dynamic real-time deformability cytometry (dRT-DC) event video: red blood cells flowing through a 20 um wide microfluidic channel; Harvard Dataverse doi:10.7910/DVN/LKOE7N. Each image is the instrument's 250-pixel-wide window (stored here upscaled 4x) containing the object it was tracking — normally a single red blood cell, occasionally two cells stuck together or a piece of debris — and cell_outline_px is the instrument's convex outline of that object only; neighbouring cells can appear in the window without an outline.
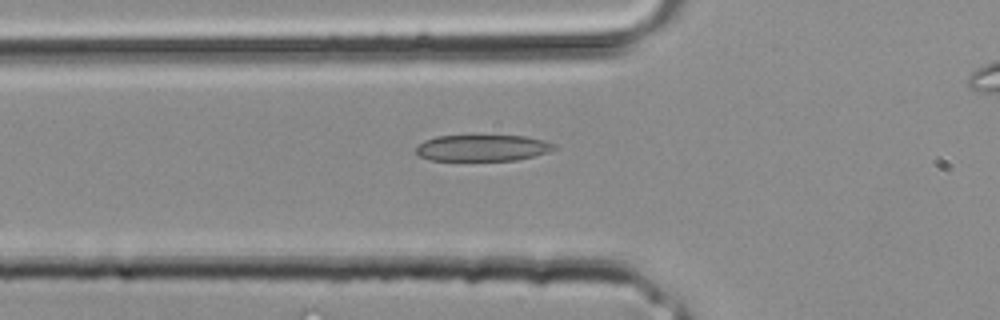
{"species": "common noctule bat (a hibernating species)", "species_latin": "Nyctalus noctula", "temperature_condition": "room temperature", "stored_images_in_passage": 21, "camera_frame_rate_fps": 3000, "um_per_image_px": 0.085, "animal": {"sex": "male", "body_mass_g": 20.4}, "frame": {"image": 1, "passage_image": 3, "time_ms": 0.667, "image_size_px": [1000, 320], "cell_outline_px": [[556, 148], [548, 152], [516, 160], [428, 160], [420, 156], [416, 152], [416, 148], [424, 140], [436, 136], [524, 136], [544, 140], [556, 144]], "centroid_in_image_um": [41.01, 12.57], "position_along_channel_um": 84.8, "area_um2": 21.04}}
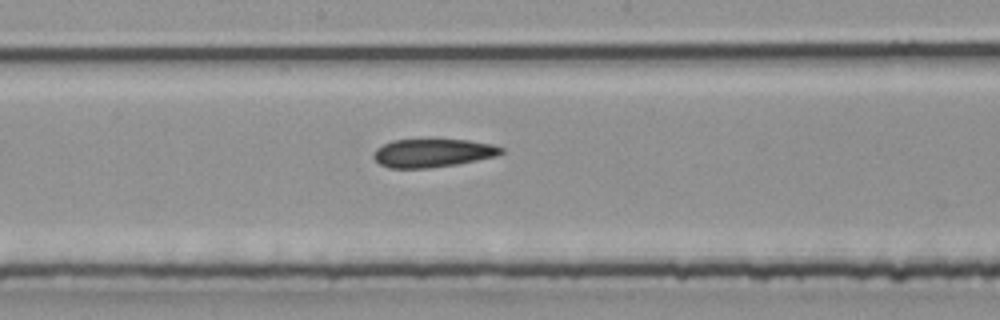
{"frame": {"image": 2, "passage_image": 9, "time_ms": 2.667, "image_size_px": [1000, 320], "cell_outline_px": [[504, 152], [496, 156], [456, 164], [428, 168], [388, 168], [380, 164], [372, 156], [372, 152], [376, 148], [392, 140], [468, 140], [492, 144], [504, 148]], "centroid_in_image_um": [36.76, 13.0], "position_along_channel_um": 211.4, "area_um2": 20.98}}
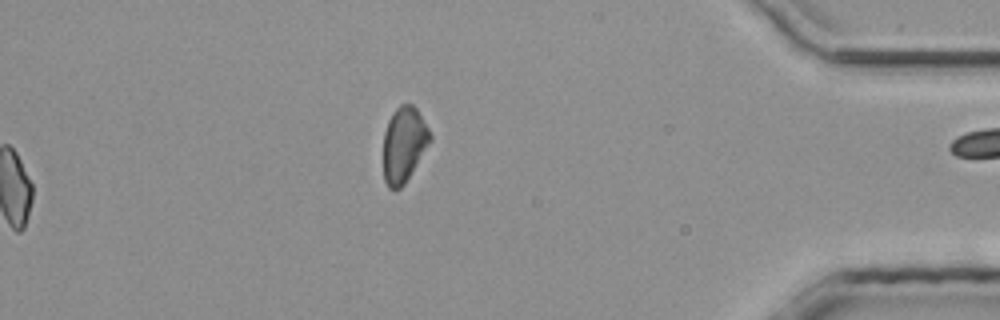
{"frame": {"image": 3, "passage_image": 20, "time_ms": 6.333, "image_size_px": [1000, 320], "cell_outline_px": [[432, 140], [404, 184], [396, 192], [392, 192], [388, 188], [384, 180], [384, 132], [388, 120], [392, 112], [400, 104], [412, 104], [416, 108], [428, 128], [432, 136]], "centroid_in_image_um": [34.32, 12.3], "position_along_channel_um": 400.9, "area_um2": 20.63}}